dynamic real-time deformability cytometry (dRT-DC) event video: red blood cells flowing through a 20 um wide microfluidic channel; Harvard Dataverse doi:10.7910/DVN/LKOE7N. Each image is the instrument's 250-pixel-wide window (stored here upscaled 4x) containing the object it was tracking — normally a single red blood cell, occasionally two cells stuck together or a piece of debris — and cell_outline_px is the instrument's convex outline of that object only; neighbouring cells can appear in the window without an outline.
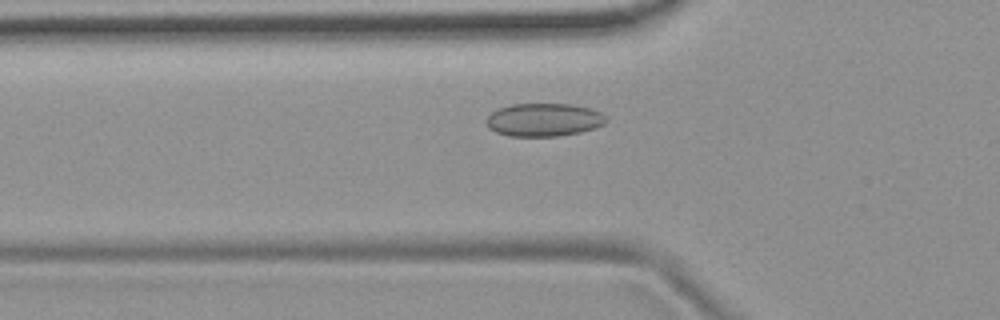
{"species": "common noctule bat (a hibernating species)", "species_latin": "Nyctalus noctula", "temperature_condition": "room temperature", "stored_images_in_passage": 36, "camera_frame_rate_fps": 3000, "um_per_image_px": 0.085, "animal": {"sex": "female", "body_mass_g": 19.9}, "frame": {"image": 1, "passage_image": 6, "time_ms": 1.667, "image_size_px": [1000, 320], "cell_outline_px": [[608, 120], [604, 124], [596, 128], [580, 132], [556, 136], [508, 136], [496, 132], [488, 124], [488, 116], [492, 112], [500, 108], [512, 104], [572, 104], [592, 108], [608, 116]], "centroid_in_image_um": [46.31, 10.18], "position_along_channel_um": 79.5, "area_um2": 23.06}}
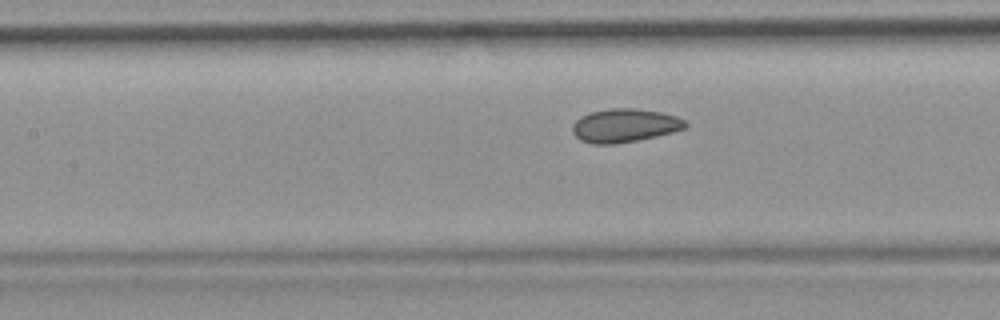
{"frame": {"image": 2, "passage_image": 12, "time_ms": 3.667, "image_size_px": [1000, 320], "cell_outline_px": [[688, 124], [684, 128], [672, 132], [656, 136], [616, 144], [592, 144], [580, 140], [572, 132], [572, 124], [580, 116], [592, 112], [608, 108], [636, 108], [660, 112], [676, 116], [684, 120]], "centroid_in_image_um": [53.06, 10.66], "position_along_channel_um": 154.3, "area_um2": 22.02}}
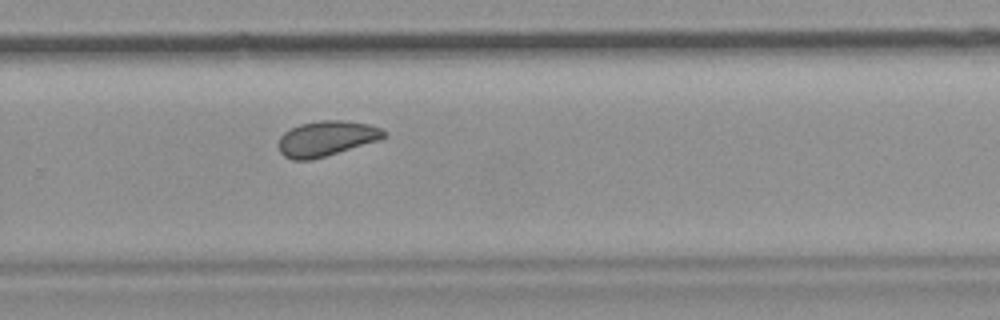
{"frame": {"image": 3, "passage_image": 24, "time_ms": 7.667, "image_size_px": [1000, 320], "cell_outline_px": [[388, 136], [376, 140], [312, 160], [292, 160], [284, 156], [280, 152], [280, 136], [284, 132], [300, 124], [320, 120], [340, 120], [368, 124], [380, 128], [388, 132]], "centroid_in_image_um": [27.73, 11.77], "position_along_channel_um": 302.1, "area_um2": 21.27}, "authors_computed_cell_mechanics": {"area_um2": 21.675, "velocity_mm_per_s": 3.7142, "shape_relaxation_time_tau1_ms": null, "shape_relaxation_time_tau2_ms": 2.0527, "deformation_change_tau1": null, "deformation_change_tau2": 0.0528}}